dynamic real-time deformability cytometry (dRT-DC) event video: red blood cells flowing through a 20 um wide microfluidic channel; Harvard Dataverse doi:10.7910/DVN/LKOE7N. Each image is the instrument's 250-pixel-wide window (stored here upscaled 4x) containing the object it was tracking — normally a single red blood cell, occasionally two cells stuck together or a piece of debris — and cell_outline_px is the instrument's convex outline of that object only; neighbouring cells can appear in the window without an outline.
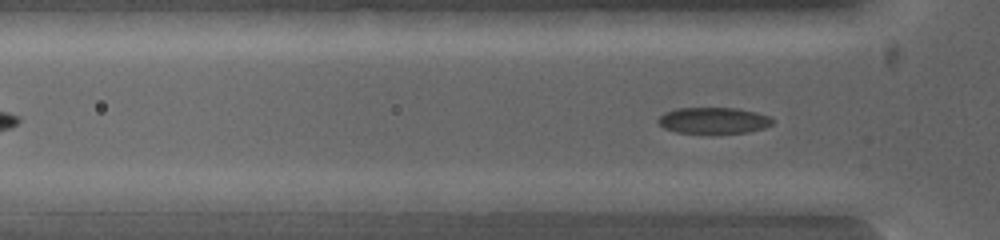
{"species": "common noctule bat (a hibernating species)", "species_latin": "Nyctalus noctula", "temperature_condition": "warm", "stored_images_in_passage": 2, "camera_frame_rate_fps": 5000, "um_per_image_px": 0.085, "animal": {"sex": "female", "body_mass_g": 19.0, "forearm_length_mm": 53.3}, "frame": {"image": 1, "passage_image": 2, "time_ms": 0.2, "image_size_px": [1000, 240], "cell_outline_px": [[588, 200], [576, 212], [492, 212], [492, 200], [580, 192]], "centroid_in_image_um": [46.01, 17.31], "position_along_channel_um": 79.8, "area_um2": 10.58}}